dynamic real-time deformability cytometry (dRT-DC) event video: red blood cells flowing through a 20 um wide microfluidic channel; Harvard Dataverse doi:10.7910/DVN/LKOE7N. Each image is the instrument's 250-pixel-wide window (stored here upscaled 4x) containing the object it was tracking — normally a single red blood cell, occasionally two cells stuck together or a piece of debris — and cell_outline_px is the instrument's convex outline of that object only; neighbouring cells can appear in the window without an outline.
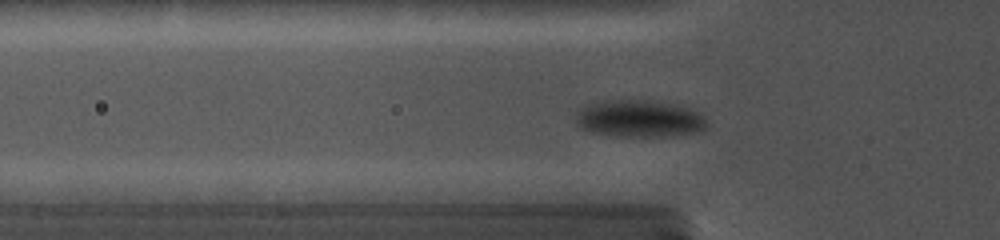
{"species": "common noctule bat (a hibernating species)", "species_latin": "Nyctalus noctula", "temperature_condition": "cold", "stored_images_in_passage": 32, "camera_frame_rate_fps": 5000, "um_per_image_px": 0.085, "animal": {"sex": "female", "body_mass_g": 19.0, "forearm_length_mm": 56.7}, "frame": {"image": 1, "passage_image": 12, "time_ms": 5.2, "image_size_px": [1000, 240], "cell_outline_px": [[708, 128], [696, 132], [668, 136], [612, 136], [592, 132], [580, 128], [576, 124], [576, 112], [580, 108], [592, 104], [616, 100], [640, 100], [668, 104], [688, 108], [700, 112], [708, 120]], "centroid_in_image_um": [54.36, 10.11], "position_along_channel_um": 71.4, "area_um2": 28.09}}
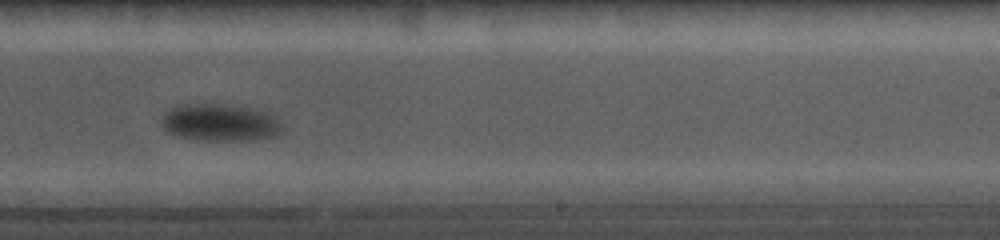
{"frame": {"image": 2, "passage_image": 23, "time_ms": 10.8, "image_size_px": [1000, 240], "cell_outline_px": [[284, 132], [276, 136], [256, 140], [204, 140], [176, 136], [168, 132], [160, 124], [160, 120], [172, 108], [192, 104], [212, 104], [252, 108], [272, 112], [280, 120], [284, 128]], "centroid_in_image_um": [18.82, 10.44], "position_along_channel_um": 270.2, "area_um2": 26.3}}
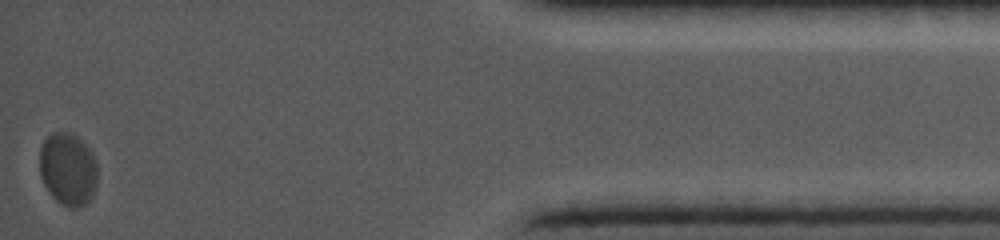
{"frame": {"image": 3, "passage_image": 32, "time_ms": 16.8, "image_size_px": [1000, 240], "cell_outline_px": [[96, 188], [92, 196], [80, 208], [68, 208], [60, 204], [52, 196], [44, 184], [40, 176], [40, 148], [44, 140], [52, 132], [72, 132], [92, 152], [96, 160]], "centroid_in_image_um": [5.77, 14.39], "position_along_channel_um": 429.4, "area_um2": 24.62}}